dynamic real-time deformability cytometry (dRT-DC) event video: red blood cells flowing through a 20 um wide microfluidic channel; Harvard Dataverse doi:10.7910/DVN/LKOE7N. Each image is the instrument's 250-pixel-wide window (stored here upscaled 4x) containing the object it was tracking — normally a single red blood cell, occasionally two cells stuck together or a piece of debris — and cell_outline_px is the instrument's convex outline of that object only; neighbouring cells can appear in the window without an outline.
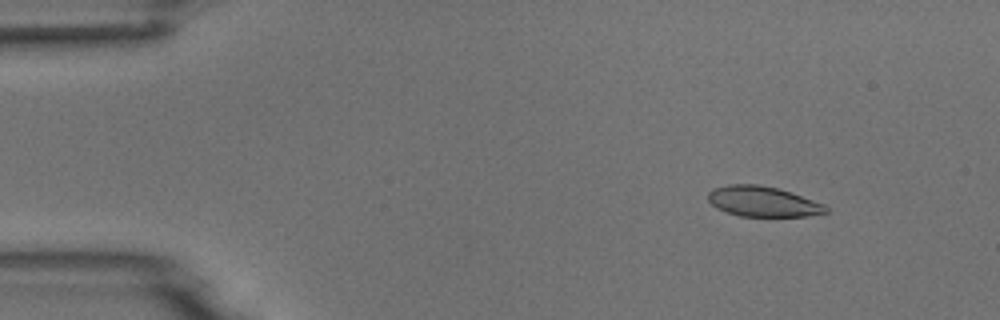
{"species": "common noctule bat (a hibernating species)", "species_latin": "Nyctalus noctula", "temperature_condition": "room temperature", "stored_images_in_passage": 8, "camera_frame_rate_fps": 3000, "um_per_image_px": 0.085, "animal": {"sex": "male", "body_mass_g": 18.8}, "frame": {"image": 1, "passage_image": 2, "time_ms": 1.0, "image_size_px": [1000, 320], "cell_outline_px": [[828, 212], [808, 216], [740, 216], [716, 208], [708, 200], [708, 192], [712, 188], [728, 184], [760, 184], [776, 188], [824, 204], [828, 208]], "centroid_in_image_um": [64.8, 17.12], "position_along_channel_um": 20.2, "area_um2": 20.63}}
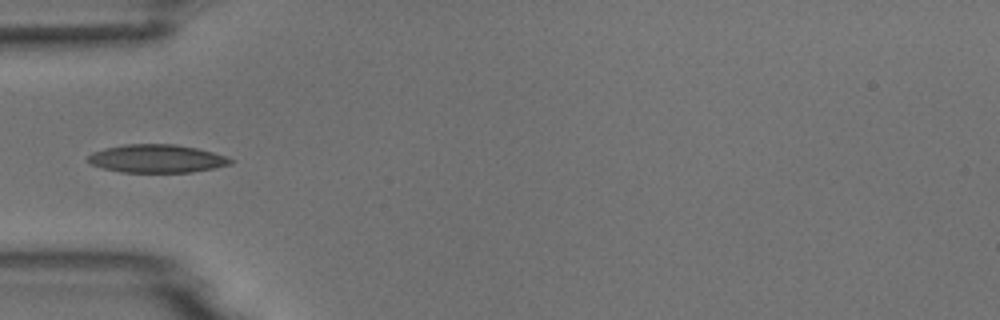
{"frame": {"image": 2, "passage_image": 5, "time_ms": 4.667, "image_size_px": [1000, 320], "cell_outline_px": [[236, 160], [232, 164], [192, 172], [120, 172], [104, 168], [92, 164], [88, 160], [88, 156], [92, 152], [104, 148], [124, 144], [176, 144], [196, 148], [212, 152]], "centroid_in_image_um": [13.33, 13.48], "position_along_channel_um": 71.7, "area_um2": 23.29}}